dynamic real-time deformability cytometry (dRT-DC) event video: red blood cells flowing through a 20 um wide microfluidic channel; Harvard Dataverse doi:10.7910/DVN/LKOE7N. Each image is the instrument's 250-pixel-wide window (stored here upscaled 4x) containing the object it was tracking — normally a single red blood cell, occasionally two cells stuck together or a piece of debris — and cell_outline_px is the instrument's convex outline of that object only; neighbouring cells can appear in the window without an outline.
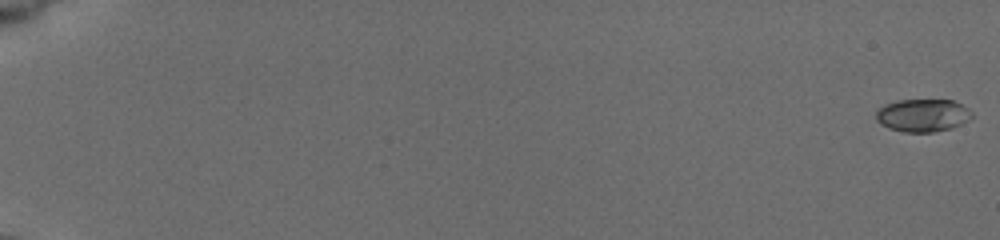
{"species": "common noctule bat (a hibernating species)", "species_latin": "Nyctalus noctula", "temperature_condition": "cold", "stored_images_in_passage": 57, "camera_frame_rate_fps": 3000, "um_per_image_px": 0.085, "animal": {"sex": "female", "body_mass_g": 19.5, "forearm_length_mm": 54.1}, "frame": {"image": 1, "passage_image": 1, "time_ms": 0.0, "image_size_px": [1000, 240], "cell_outline_px": [[972, 116], [968, 120], [952, 128], [932, 132], [904, 132], [888, 128], [880, 124], [876, 120], [876, 112], [884, 104], [896, 100], [952, 100], [968, 108], [972, 112]], "centroid_in_image_um": [78.4, 9.8], "position_along_channel_um": 6.6, "area_um2": 18.32}}
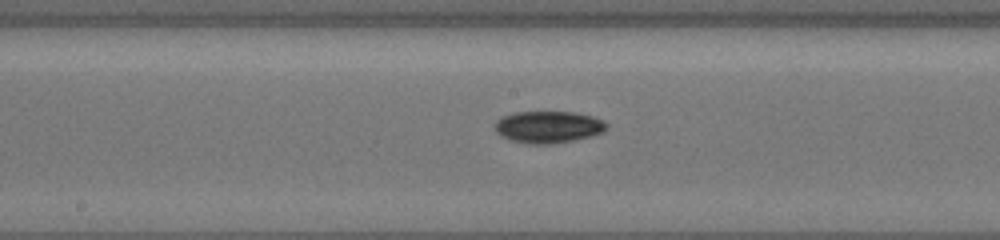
{"frame": {"image": 2, "passage_image": 33, "time_ms": 10.667, "image_size_px": [1000, 240], "cell_outline_px": [[608, 128], [604, 132], [572, 140], [548, 144], [528, 144], [512, 140], [500, 136], [496, 132], [496, 120], [500, 116], [512, 112], [576, 112], [592, 116], [604, 120], [608, 124]], "centroid_in_image_um": [46.59, 10.78], "position_along_channel_um": 201.6, "area_um2": 20.87}}
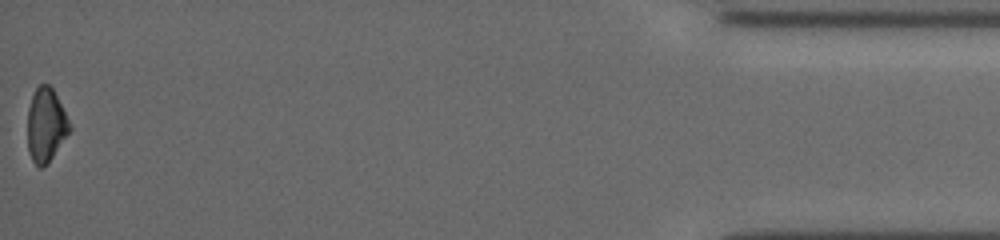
{"frame": {"image": 3, "passage_image": 57, "time_ms": 18.667, "image_size_px": [1000, 240], "cell_outline_px": [[72, 128], [52, 156], [40, 168], [32, 160], [28, 152], [28, 108], [32, 96], [36, 88], [40, 84], [48, 84], [52, 88], [72, 124]], "centroid_in_image_um": [3.91, 10.59], "position_along_channel_um": 431.3, "area_um2": 17.8}, "authors_computed_cell_mechanics": {"area_um2": 18.6116, "velocity_mm_per_s": 3.84, "shape_relaxation_time_tau1_ms": 2.109, "shape_relaxation_time_tau2_ms": null, "deformation_change_tau1": 0.0936, "deformation_change_tau2": null}}